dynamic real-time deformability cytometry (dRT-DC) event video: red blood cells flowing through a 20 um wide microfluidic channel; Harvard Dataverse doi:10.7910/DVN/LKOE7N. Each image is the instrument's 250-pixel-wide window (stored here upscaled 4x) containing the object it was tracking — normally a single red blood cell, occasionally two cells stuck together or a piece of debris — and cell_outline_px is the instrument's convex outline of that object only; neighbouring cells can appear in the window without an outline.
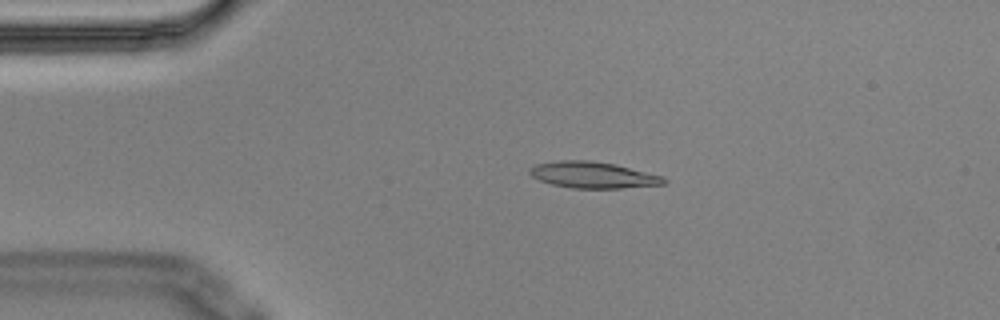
{"species": "Egyptian fruit bat (a non-hibernating species)", "species_latin": "Rousettus aegyptiacus", "temperature_condition": "cold", "stored_images_in_passage": 3, "camera_frame_rate_fps": 3000, "um_per_image_px": 0.085, "animal": {"sex": "male"}, "frame": {"image": 1, "passage_image": 2, "time_ms": 0.333, "image_size_px": [1000, 320], "cell_outline_px": [[668, 180], [664, 184], [620, 188], [572, 188], [552, 184], [540, 180], [532, 176], [528, 172], [528, 168], [536, 164], [560, 160], [588, 160], [616, 164], [664, 176]], "centroid_in_image_um": [50.41, 14.86], "position_along_channel_um": 34.6, "area_um2": 20.63}}